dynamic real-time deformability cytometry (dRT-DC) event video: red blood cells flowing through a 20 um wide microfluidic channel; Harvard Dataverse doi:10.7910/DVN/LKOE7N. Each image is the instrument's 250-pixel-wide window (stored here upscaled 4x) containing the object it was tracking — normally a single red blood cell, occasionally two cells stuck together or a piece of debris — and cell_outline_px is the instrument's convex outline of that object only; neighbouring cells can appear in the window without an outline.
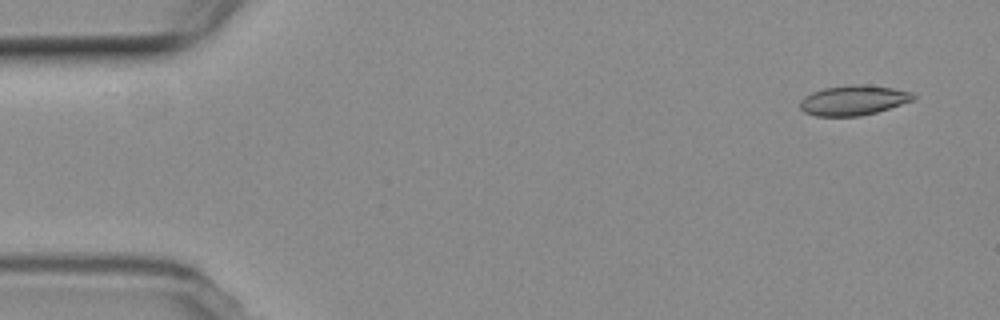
{"species": "common noctule bat (a hibernating species)", "species_latin": "Nyctalus noctula", "temperature_condition": "room temperature", "stored_images_in_passage": 5, "camera_frame_rate_fps": 3000, "um_per_image_px": 0.085, "animal": {"sex": "female", "body_mass_g": 19.3, "forearm_length_mm": 54.1}, "frame": {"image": 1, "passage_image": 2, "time_ms": 1.0, "image_size_px": [1000, 320], "cell_outline_px": [[916, 96], [912, 100], [876, 112], [860, 116], [816, 116], [804, 112], [800, 108], [800, 100], [804, 96], [812, 92], [824, 88], [848, 84], [860, 84], [892, 88], [912, 92]], "centroid_in_image_um": [72.49, 8.52], "position_along_channel_um": 12.5, "area_um2": 19.65}}